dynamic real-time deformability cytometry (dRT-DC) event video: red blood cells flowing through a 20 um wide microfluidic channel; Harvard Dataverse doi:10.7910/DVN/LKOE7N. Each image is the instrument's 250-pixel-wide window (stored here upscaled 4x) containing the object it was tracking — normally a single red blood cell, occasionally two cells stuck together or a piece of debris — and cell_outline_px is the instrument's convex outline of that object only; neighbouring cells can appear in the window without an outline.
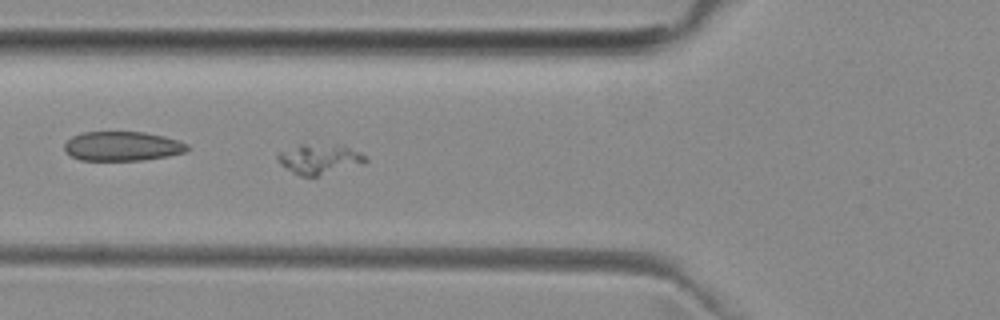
{"species": "common noctule bat (a hibernating species)", "species_latin": "Nyctalus noctula", "temperature_condition": "room temperature", "stored_images_in_passage": 4, "camera_frame_rate_fps": 3000, "um_per_image_px": 0.085, "animal": {"sex": "female", "body_mass_g": 29.2, "forearm_length_mm": 56.3}, "frame": {"image": 1, "passage_image": 4, "time_ms": 4.333, "image_size_px": [1000, 320], "cell_outline_px": [[368, 160], [364, 164], [316, 176], [300, 176], [292, 172], [280, 164], [276, 156], [280, 152], [300, 144], [304, 144], [348, 148], [360, 152], [368, 156]], "centroid_in_image_um": [27.15, 13.55], "position_along_channel_um": 98.6, "area_um2": 14.91}}